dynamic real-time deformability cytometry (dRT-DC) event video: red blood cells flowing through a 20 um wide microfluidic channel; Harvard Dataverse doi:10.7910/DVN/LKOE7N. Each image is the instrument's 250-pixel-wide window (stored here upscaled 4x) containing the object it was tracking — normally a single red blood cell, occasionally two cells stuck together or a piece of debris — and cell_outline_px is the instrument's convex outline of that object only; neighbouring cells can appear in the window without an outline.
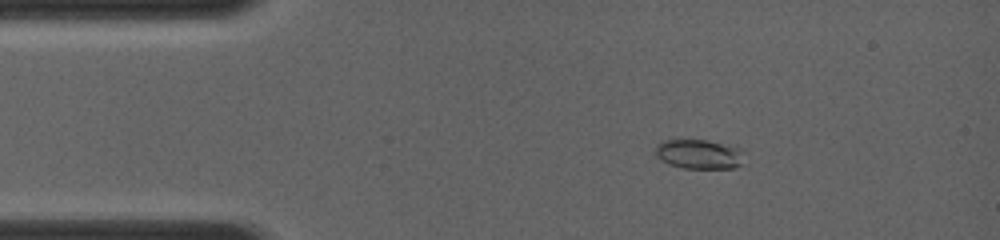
{"species": "common noctule bat (a hibernating species)", "species_latin": "Nyctalus noctula", "temperature_condition": "room temperature", "stored_images_in_passage": 13, "camera_frame_rate_fps": 4000, "um_per_image_px": 0.085, "animal": {"sex": "female", "body_mass_g": 19.0, "forearm_length_mm": 56.7}, "frame": {"image": 1, "passage_image": 3, "time_ms": 2.0, "image_size_px": [1000, 240], "cell_outline_px": [[748, 152], [740, 164], [736, 168], [684, 168], [668, 164], [660, 160], [652, 152], [656, 144], [664, 140], [708, 140], [744, 148]], "centroid_in_image_um": [59.45, 13.09], "position_along_channel_um": 25.6, "area_um2": 15.84}}
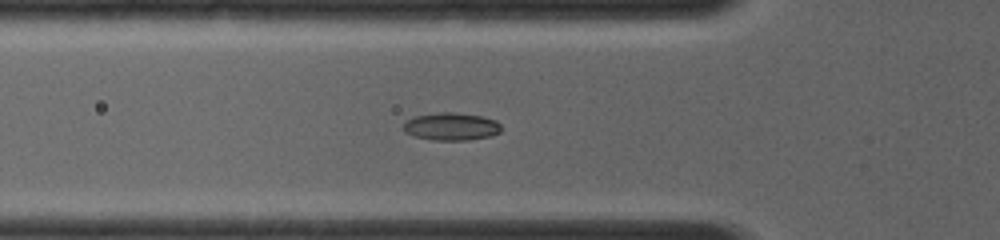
{"frame": {"image": 2, "passage_image": 7, "time_ms": 4.5, "image_size_px": [1000, 240], "cell_outline_px": [[500, 132], [488, 136], [464, 140], [432, 140], [416, 136], [404, 132], [404, 124], [408, 120], [416, 116], [440, 112], [452, 112], [480, 116], [496, 120], [500, 124]], "centroid_in_image_um": [38.35, 10.75], "position_along_channel_um": 87.4, "area_um2": 15.43}}
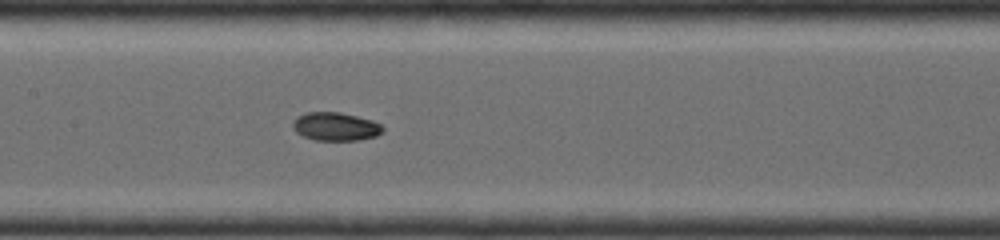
{"frame": {"image": 3, "passage_image": 12, "time_ms": 6.5, "image_size_px": [1000, 240], "cell_outline_px": [[384, 128], [376, 136], [356, 140], [316, 140], [304, 136], [296, 132], [292, 124], [296, 116], [304, 112], [340, 112], [372, 120], [380, 124]], "centroid_in_image_um": [28.49, 10.74], "position_along_channel_um": 178.9, "area_um2": 14.74}}